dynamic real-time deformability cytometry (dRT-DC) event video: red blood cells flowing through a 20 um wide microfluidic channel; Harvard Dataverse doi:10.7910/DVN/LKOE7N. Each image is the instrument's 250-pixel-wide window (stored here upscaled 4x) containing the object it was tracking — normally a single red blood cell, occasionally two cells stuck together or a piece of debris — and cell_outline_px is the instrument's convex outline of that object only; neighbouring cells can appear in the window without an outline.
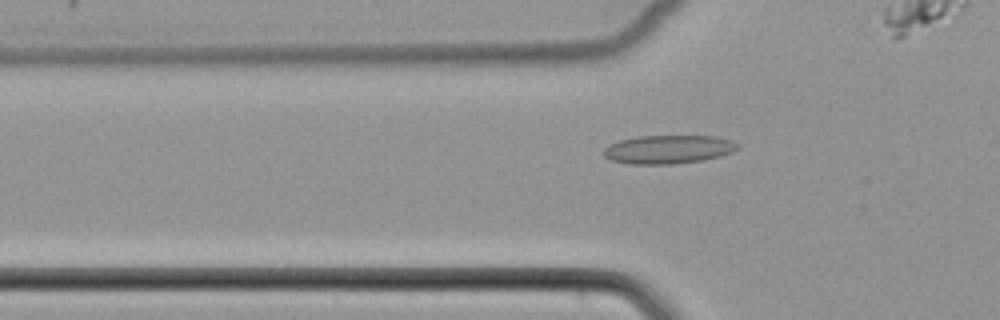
{"species": "common noctule bat (a hibernating species)", "species_latin": "Nyctalus noctula", "temperature_condition": "cold", "stored_images_in_passage": 45, "camera_frame_rate_fps": 3000, "um_per_image_px": 0.085, "animal": {"sex": "female", "body_mass_g": 22.7, "forearm_length_mm": 54.2}, "frame": {"image": 1, "passage_image": 17, "time_ms": 5.333, "image_size_px": [1000, 320], "cell_outline_px": [[740, 148], [732, 152], [720, 156], [704, 160], [676, 164], [628, 164], [612, 160], [604, 156], [604, 148], [608, 144], [620, 140], [636, 136], [716, 136], [732, 140]], "centroid_in_image_um": [56.8, 12.7], "position_along_channel_um": 69.0, "area_um2": 22.43}}
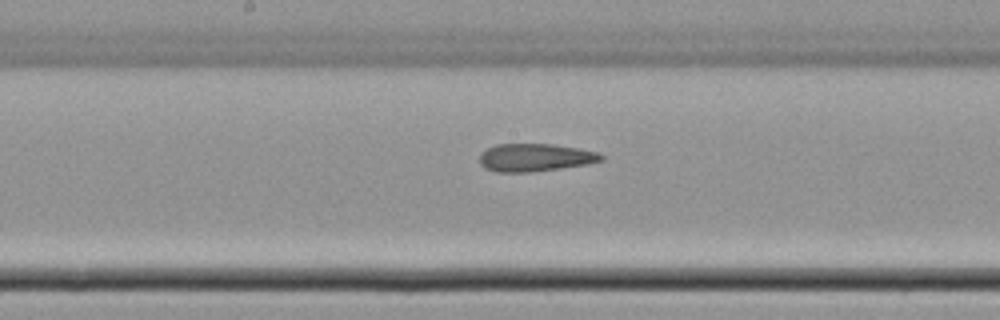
{"frame": {"image": 2, "passage_image": 27, "time_ms": 8.667, "image_size_px": [1000, 320], "cell_outline_px": [[604, 160], [588, 164], [532, 172], [496, 172], [484, 168], [480, 164], [480, 152], [496, 144], [552, 144], [576, 148], [596, 152], [604, 156]], "centroid_in_image_um": [45.45, 13.39], "position_along_channel_um": 202.7, "area_um2": 19.71}}
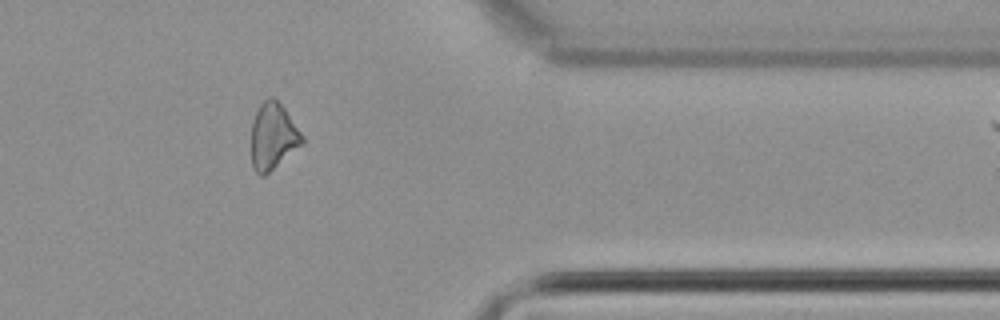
{"frame": {"image": 3, "passage_image": 42, "time_ms": 13.667, "image_size_px": [1000, 320], "cell_outline_px": [[304, 144], [264, 176], [260, 176], [252, 168], [252, 120], [260, 104], [268, 96], [272, 96], [284, 108], [304, 136]], "centroid_in_image_um": [23.21, 11.6], "position_along_channel_um": 388.2, "area_um2": 19.77}}